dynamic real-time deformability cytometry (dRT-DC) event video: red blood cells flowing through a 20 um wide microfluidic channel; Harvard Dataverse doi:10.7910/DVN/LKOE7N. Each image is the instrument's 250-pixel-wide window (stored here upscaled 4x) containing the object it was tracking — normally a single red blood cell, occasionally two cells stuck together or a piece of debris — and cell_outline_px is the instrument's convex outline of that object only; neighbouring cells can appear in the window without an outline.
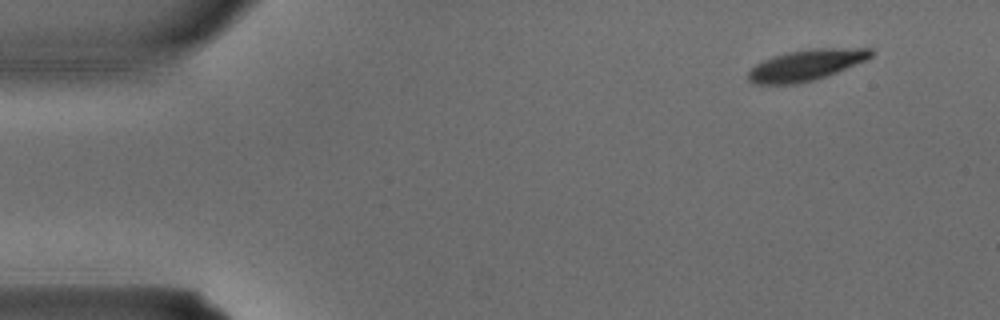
{"species": "common noctule bat (a hibernating species)", "species_latin": "Nyctalus noctula", "temperature_condition": "warm", "stored_images_in_passage": 3, "camera_frame_rate_fps": 3000, "um_per_image_px": 0.085, "animal": {"sex": "male", "body_mass_g": 15.6}, "frame": {"image": 1, "passage_image": 1, "time_ms": 0.0, "image_size_px": [1000, 320], "cell_outline_px": [[872, 56], [868, 60], [816, 80], [796, 84], [752, 84], [748, 80], [748, 72], [756, 64], [764, 60], [788, 52], [812, 48], [872, 48]], "centroid_in_image_um": [68.55, 5.54], "position_along_channel_um": 16.5, "area_um2": 22.2}}
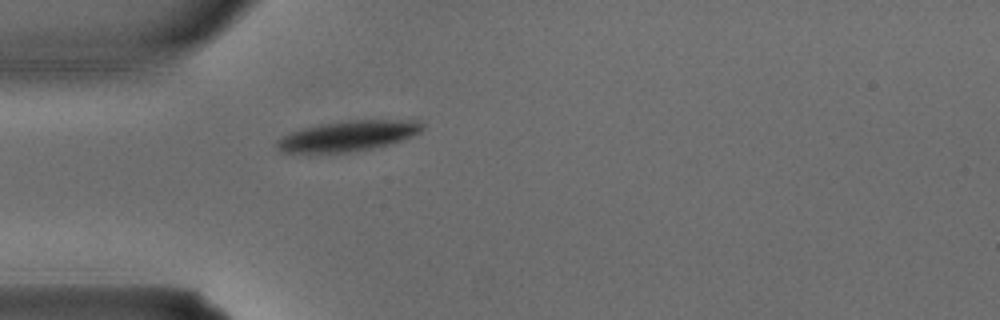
{"frame": {"image": 2, "passage_image": 3, "time_ms": 0.667, "image_size_px": [1000, 320], "cell_outline_px": [[424, 128], [420, 132], [412, 136], [392, 144], [372, 148], [348, 152], [280, 152], [276, 148], [276, 140], [300, 128], [320, 124], [348, 120], [420, 120], [424, 124]], "centroid_in_image_um": [29.61, 11.54], "position_along_channel_um": 55.4, "area_um2": 25.78}}